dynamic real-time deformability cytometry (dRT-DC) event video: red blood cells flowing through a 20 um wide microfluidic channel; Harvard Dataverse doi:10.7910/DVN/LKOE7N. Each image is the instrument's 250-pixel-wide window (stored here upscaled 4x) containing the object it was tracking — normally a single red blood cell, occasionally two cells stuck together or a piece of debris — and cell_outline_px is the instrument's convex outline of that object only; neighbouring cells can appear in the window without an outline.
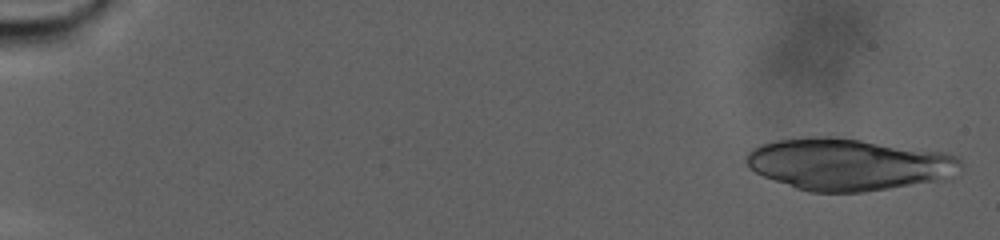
{"species": "human", "species_latin": "Homo sapiens", "temperature_condition": "warm", "stored_images_in_passage": 38, "camera_frame_rate_fps": 3000, "um_per_image_px": 0.085, "donor": {"sex": "male"}, "frame": {"image": 1, "passage_image": 2, "time_ms": 0.333, "image_size_px": [1000, 240], "cell_outline_px": [[964, 172], [936, 180], [864, 192], [808, 192], [796, 188], [764, 176], [756, 172], [748, 164], [748, 152], [752, 148], [760, 144], [776, 140], [808, 136], [836, 136], [948, 152], [956, 156], [964, 164]], "centroid_in_image_um": [72.17, 13.94], "position_along_channel_um": 12.8, "area_um2": 65.08}}